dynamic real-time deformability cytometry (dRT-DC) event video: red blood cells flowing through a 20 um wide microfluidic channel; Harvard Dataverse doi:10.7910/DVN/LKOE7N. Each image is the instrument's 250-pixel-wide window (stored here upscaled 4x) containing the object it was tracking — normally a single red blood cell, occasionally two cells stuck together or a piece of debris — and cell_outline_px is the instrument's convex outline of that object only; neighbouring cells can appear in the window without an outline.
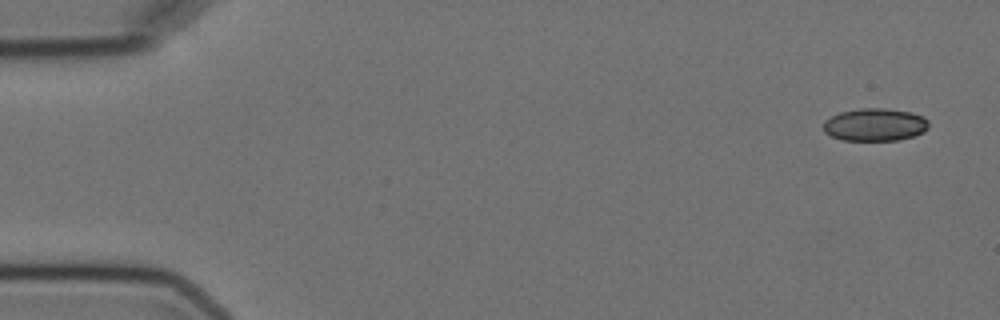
{"species": "Egyptian fruit bat (a non-hibernating species)", "species_latin": "Rousettus aegyptiacus", "temperature_condition": "cold", "stored_images_in_passage": 5, "camera_frame_rate_fps": 3000, "um_per_image_px": 0.085, "animal": {"sex": "female"}, "frame": {"image": 1, "passage_image": 1, "time_ms": 0.0, "image_size_px": [1000, 320], "cell_outline_px": [[928, 128], [924, 132], [912, 136], [896, 140], [844, 140], [832, 136], [824, 132], [824, 120], [840, 112], [860, 108], [884, 108], [912, 112], [924, 116], [928, 120]], "centroid_in_image_um": [74.39, 10.58], "position_along_channel_um": 10.6, "area_um2": 20.06}}
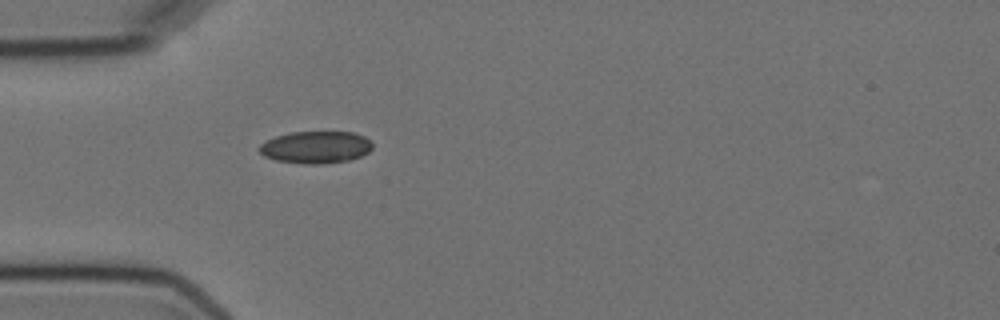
{"frame": {"image": 2, "passage_image": 5, "time_ms": 4.667, "image_size_px": [1000, 320], "cell_outline_px": [[372, 148], [368, 152], [360, 156], [348, 160], [320, 164], [304, 164], [276, 160], [264, 156], [260, 152], [260, 144], [276, 136], [292, 132], [356, 132], [372, 140]], "centroid_in_image_um": [26.87, 12.51], "position_along_channel_um": 58.1, "area_um2": 21.15}}